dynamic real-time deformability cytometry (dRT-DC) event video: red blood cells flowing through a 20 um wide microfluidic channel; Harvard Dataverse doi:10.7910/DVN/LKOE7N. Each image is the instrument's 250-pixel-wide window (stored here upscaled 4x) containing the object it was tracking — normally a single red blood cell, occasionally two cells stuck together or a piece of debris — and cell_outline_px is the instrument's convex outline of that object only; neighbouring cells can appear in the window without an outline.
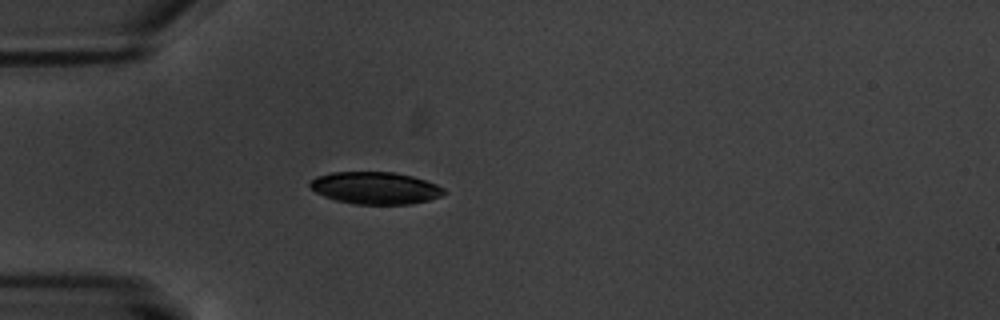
{"species": "common noctule bat (a hibernating species)", "species_latin": "Nyctalus noctula", "temperature_condition": "warm", "stored_images_in_passage": 4, "camera_frame_rate_fps": 3000, "um_per_image_px": 0.085, "animal": {"sex": "male", "body_mass_g": 20.1, "forearm_length_mm": 53.5}, "frame": {"image": 1, "passage_image": 4, "time_ms": 4.333, "image_size_px": [1000, 320], "cell_outline_px": [[448, 192], [440, 196], [428, 200], [408, 204], [356, 204], [336, 200], [324, 196], [316, 192], [308, 184], [316, 176], [332, 172], [392, 172], [412, 176], [436, 184], [444, 188]], "centroid_in_image_um": [31.91, 15.97], "position_along_channel_um": 53.1, "area_um2": 24.97}}